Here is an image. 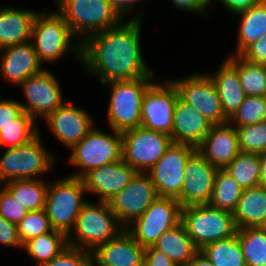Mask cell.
I'll list each match as a JSON object with an SVG mask.
<instances>
[{
    "label": "cell",
    "mask_w": 266,
    "mask_h": 266,
    "mask_svg": "<svg viewBox=\"0 0 266 266\" xmlns=\"http://www.w3.org/2000/svg\"><path fill=\"white\" fill-rule=\"evenodd\" d=\"M143 19H123L118 25L89 36L82 43V68L99 83L156 76L141 49Z\"/></svg>",
    "instance_id": "6da1fadb"
},
{
    "label": "cell",
    "mask_w": 266,
    "mask_h": 266,
    "mask_svg": "<svg viewBox=\"0 0 266 266\" xmlns=\"http://www.w3.org/2000/svg\"><path fill=\"white\" fill-rule=\"evenodd\" d=\"M38 11L35 16L31 43L39 62L58 63L69 53L82 63V42L73 34L63 16L55 9L53 11Z\"/></svg>",
    "instance_id": "7a4b0ae2"
},
{
    "label": "cell",
    "mask_w": 266,
    "mask_h": 266,
    "mask_svg": "<svg viewBox=\"0 0 266 266\" xmlns=\"http://www.w3.org/2000/svg\"><path fill=\"white\" fill-rule=\"evenodd\" d=\"M155 78L156 76H147L102 84V87L110 90L106 108L109 129L124 132L141 126L142 100Z\"/></svg>",
    "instance_id": "3957f363"
},
{
    "label": "cell",
    "mask_w": 266,
    "mask_h": 266,
    "mask_svg": "<svg viewBox=\"0 0 266 266\" xmlns=\"http://www.w3.org/2000/svg\"><path fill=\"white\" fill-rule=\"evenodd\" d=\"M124 229L107 202L89 200L80 210L76 224L68 235V245L93 252Z\"/></svg>",
    "instance_id": "277c9868"
},
{
    "label": "cell",
    "mask_w": 266,
    "mask_h": 266,
    "mask_svg": "<svg viewBox=\"0 0 266 266\" xmlns=\"http://www.w3.org/2000/svg\"><path fill=\"white\" fill-rule=\"evenodd\" d=\"M110 130L108 133L94 126L70 150L66 161L77 170L68 176L82 178L91 169L122 160V132Z\"/></svg>",
    "instance_id": "5b68a950"
},
{
    "label": "cell",
    "mask_w": 266,
    "mask_h": 266,
    "mask_svg": "<svg viewBox=\"0 0 266 266\" xmlns=\"http://www.w3.org/2000/svg\"><path fill=\"white\" fill-rule=\"evenodd\" d=\"M55 157L45 148L41 132L25 145L6 148L0 156V185L11 180L42 179L54 172Z\"/></svg>",
    "instance_id": "8992f818"
},
{
    "label": "cell",
    "mask_w": 266,
    "mask_h": 266,
    "mask_svg": "<svg viewBox=\"0 0 266 266\" xmlns=\"http://www.w3.org/2000/svg\"><path fill=\"white\" fill-rule=\"evenodd\" d=\"M87 191L82 178L65 176L53 181L49 186L45 201V211L53 230L67 236L73 230L79 212L88 201Z\"/></svg>",
    "instance_id": "52a82bcc"
},
{
    "label": "cell",
    "mask_w": 266,
    "mask_h": 266,
    "mask_svg": "<svg viewBox=\"0 0 266 266\" xmlns=\"http://www.w3.org/2000/svg\"><path fill=\"white\" fill-rule=\"evenodd\" d=\"M73 34L83 43L92 34L118 25L123 18L108 0H54Z\"/></svg>",
    "instance_id": "ba28073f"
},
{
    "label": "cell",
    "mask_w": 266,
    "mask_h": 266,
    "mask_svg": "<svg viewBox=\"0 0 266 266\" xmlns=\"http://www.w3.org/2000/svg\"><path fill=\"white\" fill-rule=\"evenodd\" d=\"M181 222L198 250L209 243L230 238L237 231L232 212L210 204L183 207Z\"/></svg>",
    "instance_id": "9c48e42d"
},
{
    "label": "cell",
    "mask_w": 266,
    "mask_h": 266,
    "mask_svg": "<svg viewBox=\"0 0 266 266\" xmlns=\"http://www.w3.org/2000/svg\"><path fill=\"white\" fill-rule=\"evenodd\" d=\"M172 144L171 136L142 126L122 132V160L137 172L147 173Z\"/></svg>",
    "instance_id": "30bf717a"
},
{
    "label": "cell",
    "mask_w": 266,
    "mask_h": 266,
    "mask_svg": "<svg viewBox=\"0 0 266 266\" xmlns=\"http://www.w3.org/2000/svg\"><path fill=\"white\" fill-rule=\"evenodd\" d=\"M182 207L176 198L158 197L125 229L144 248L153 246L159 236L181 222Z\"/></svg>",
    "instance_id": "8fae6325"
},
{
    "label": "cell",
    "mask_w": 266,
    "mask_h": 266,
    "mask_svg": "<svg viewBox=\"0 0 266 266\" xmlns=\"http://www.w3.org/2000/svg\"><path fill=\"white\" fill-rule=\"evenodd\" d=\"M178 90L179 98L192 106L213 125L228 122L216 87L210 76L204 73H193L183 78H170Z\"/></svg>",
    "instance_id": "7c38bea8"
},
{
    "label": "cell",
    "mask_w": 266,
    "mask_h": 266,
    "mask_svg": "<svg viewBox=\"0 0 266 266\" xmlns=\"http://www.w3.org/2000/svg\"><path fill=\"white\" fill-rule=\"evenodd\" d=\"M58 80L51 70L44 67L40 73L28 77L18 86L25 99V102L19 101L23 111L37 122L39 118L44 120L66 101Z\"/></svg>",
    "instance_id": "4fadbf2b"
},
{
    "label": "cell",
    "mask_w": 266,
    "mask_h": 266,
    "mask_svg": "<svg viewBox=\"0 0 266 266\" xmlns=\"http://www.w3.org/2000/svg\"><path fill=\"white\" fill-rule=\"evenodd\" d=\"M179 93L169 78L155 80L146 90L141 106V126L171 135Z\"/></svg>",
    "instance_id": "5bb4252c"
},
{
    "label": "cell",
    "mask_w": 266,
    "mask_h": 266,
    "mask_svg": "<svg viewBox=\"0 0 266 266\" xmlns=\"http://www.w3.org/2000/svg\"><path fill=\"white\" fill-rule=\"evenodd\" d=\"M159 197L147 173L137 172L128 185L107 203L119 223L126 228Z\"/></svg>",
    "instance_id": "9a60e30c"
},
{
    "label": "cell",
    "mask_w": 266,
    "mask_h": 266,
    "mask_svg": "<svg viewBox=\"0 0 266 266\" xmlns=\"http://www.w3.org/2000/svg\"><path fill=\"white\" fill-rule=\"evenodd\" d=\"M196 149L188 144L172 142L163 157L147 172L159 197L177 198L180 195L186 162Z\"/></svg>",
    "instance_id": "2e32d148"
},
{
    "label": "cell",
    "mask_w": 266,
    "mask_h": 266,
    "mask_svg": "<svg viewBox=\"0 0 266 266\" xmlns=\"http://www.w3.org/2000/svg\"><path fill=\"white\" fill-rule=\"evenodd\" d=\"M94 119L87 110L67 99L44 123L59 143L71 150L95 126Z\"/></svg>",
    "instance_id": "e0dca14e"
},
{
    "label": "cell",
    "mask_w": 266,
    "mask_h": 266,
    "mask_svg": "<svg viewBox=\"0 0 266 266\" xmlns=\"http://www.w3.org/2000/svg\"><path fill=\"white\" fill-rule=\"evenodd\" d=\"M218 169L197 149L190 155L184 169L181 193L176 198L182 208L209 203Z\"/></svg>",
    "instance_id": "ac0fdd59"
},
{
    "label": "cell",
    "mask_w": 266,
    "mask_h": 266,
    "mask_svg": "<svg viewBox=\"0 0 266 266\" xmlns=\"http://www.w3.org/2000/svg\"><path fill=\"white\" fill-rule=\"evenodd\" d=\"M137 171L123 160L91 169L82 179L87 194L96 201L108 202L123 190Z\"/></svg>",
    "instance_id": "d6986e66"
},
{
    "label": "cell",
    "mask_w": 266,
    "mask_h": 266,
    "mask_svg": "<svg viewBox=\"0 0 266 266\" xmlns=\"http://www.w3.org/2000/svg\"><path fill=\"white\" fill-rule=\"evenodd\" d=\"M43 67L31 41L0 49V76L9 85L18 87L28 77L40 73Z\"/></svg>",
    "instance_id": "ffe728a7"
},
{
    "label": "cell",
    "mask_w": 266,
    "mask_h": 266,
    "mask_svg": "<svg viewBox=\"0 0 266 266\" xmlns=\"http://www.w3.org/2000/svg\"><path fill=\"white\" fill-rule=\"evenodd\" d=\"M145 248L124 229L92 252L91 266H143Z\"/></svg>",
    "instance_id": "44dd1931"
},
{
    "label": "cell",
    "mask_w": 266,
    "mask_h": 266,
    "mask_svg": "<svg viewBox=\"0 0 266 266\" xmlns=\"http://www.w3.org/2000/svg\"><path fill=\"white\" fill-rule=\"evenodd\" d=\"M197 150L212 165L224 169L241 152L236 128L229 122L212 125Z\"/></svg>",
    "instance_id": "7402d4cb"
},
{
    "label": "cell",
    "mask_w": 266,
    "mask_h": 266,
    "mask_svg": "<svg viewBox=\"0 0 266 266\" xmlns=\"http://www.w3.org/2000/svg\"><path fill=\"white\" fill-rule=\"evenodd\" d=\"M213 124L192 106L178 98L173 116L171 140L197 148Z\"/></svg>",
    "instance_id": "603a6c76"
},
{
    "label": "cell",
    "mask_w": 266,
    "mask_h": 266,
    "mask_svg": "<svg viewBox=\"0 0 266 266\" xmlns=\"http://www.w3.org/2000/svg\"><path fill=\"white\" fill-rule=\"evenodd\" d=\"M38 11L12 6L0 7V49L31 41L32 26Z\"/></svg>",
    "instance_id": "cb8c5ba5"
},
{
    "label": "cell",
    "mask_w": 266,
    "mask_h": 266,
    "mask_svg": "<svg viewBox=\"0 0 266 266\" xmlns=\"http://www.w3.org/2000/svg\"><path fill=\"white\" fill-rule=\"evenodd\" d=\"M206 73L216 87L225 116L230 119L246 97L237 69L225 58L214 73Z\"/></svg>",
    "instance_id": "d4e9b609"
},
{
    "label": "cell",
    "mask_w": 266,
    "mask_h": 266,
    "mask_svg": "<svg viewBox=\"0 0 266 266\" xmlns=\"http://www.w3.org/2000/svg\"><path fill=\"white\" fill-rule=\"evenodd\" d=\"M238 20L236 47L228 55H240L249 45L266 34V0L232 15Z\"/></svg>",
    "instance_id": "484cf974"
},
{
    "label": "cell",
    "mask_w": 266,
    "mask_h": 266,
    "mask_svg": "<svg viewBox=\"0 0 266 266\" xmlns=\"http://www.w3.org/2000/svg\"><path fill=\"white\" fill-rule=\"evenodd\" d=\"M153 247L165 253L177 266H186L199 251L182 222L164 231Z\"/></svg>",
    "instance_id": "4316f807"
},
{
    "label": "cell",
    "mask_w": 266,
    "mask_h": 266,
    "mask_svg": "<svg viewBox=\"0 0 266 266\" xmlns=\"http://www.w3.org/2000/svg\"><path fill=\"white\" fill-rule=\"evenodd\" d=\"M232 215L237 229L258 227L266 216V187L243 189Z\"/></svg>",
    "instance_id": "83f0119b"
},
{
    "label": "cell",
    "mask_w": 266,
    "mask_h": 266,
    "mask_svg": "<svg viewBox=\"0 0 266 266\" xmlns=\"http://www.w3.org/2000/svg\"><path fill=\"white\" fill-rule=\"evenodd\" d=\"M11 180L2 186L28 211L44 209L49 181L44 179Z\"/></svg>",
    "instance_id": "f1b7e54d"
},
{
    "label": "cell",
    "mask_w": 266,
    "mask_h": 266,
    "mask_svg": "<svg viewBox=\"0 0 266 266\" xmlns=\"http://www.w3.org/2000/svg\"><path fill=\"white\" fill-rule=\"evenodd\" d=\"M68 245V236L58 230L29 239L22 250L34 261V266L49 262L57 257Z\"/></svg>",
    "instance_id": "f546056e"
},
{
    "label": "cell",
    "mask_w": 266,
    "mask_h": 266,
    "mask_svg": "<svg viewBox=\"0 0 266 266\" xmlns=\"http://www.w3.org/2000/svg\"><path fill=\"white\" fill-rule=\"evenodd\" d=\"M226 59L237 69L246 96H266V65L248 62L240 55H228Z\"/></svg>",
    "instance_id": "4dcf8cb0"
},
{
    "label": "cell",
    "mask_w": 266,
    "mask_h": 266,
    "mask_svg": "<svg viewBox=\"0 0 266 266\" xmlns=\"http://www.w3.org/2000/svg\"><path fill=\"white\" fill-rule=\"evenodd\" d=\"M36 120L23 111L13 123L0 130V148H13L31 142L40 134Z\"/></svg>",
    "instance_id": "1f68e13d"
},
{
    "label": "cell",
    "mask_w": 266,
    "mask_h": 266,
    "mask_svg": "<svg viewBox=\"0 0 266 266\" xmlns=\"http://www.w3.org/2000/svg\"><path fill=\"white\" fill-rule=\"evenodd\" d=\"M199 251L215 266H247L237 234L209 243Z\"/></svg>",
    "instance_id": "d6a6232c"
},
{
    "label": "cell",
    "mask_w": 266,
    "mask_h": 266,
    "mask_svg": "<svg viewBox=\"0 0 266 266\" xmlns=\"http://www.w3.org/2000/svg\"><path fill=\"white\" fill-rule=\"evenodd\" d=\"M243 189L224 169H218L212 195L208 204L232 212L237 207Z\"/></svg>",
    "instance_id": "836d02e7"
},
{
    "label": "cell",
    "mask_w": 266,
    "mask_h": 266,
    "mask_svg": "<svg viewBox=\"0 0 266 266\" xmlns=\"http://www.w3.org/2000/svg\"><path fill=\"white\" fill-rule=\"evenodd\" d=\"M224 170L239 183L242 189L260 185L259 154L240 152Z\"/></svg>",
    "instance_id": "e575fe53"
},
{
    "label": "cell",
    "mask_w": 266,
    "mask_h": 266,
    "mask_svg": "<svg viewBox=\"0 0 266 266\" xmlns=\"http://www.w3.org/2000/svg\"><path fill=\"white\" fill-rule=\"evenodd\" d=\"M247 266H266V232L258 227L237 229Z\"/></svg>",
    "instance_id": "d590c367"
},
{
    "label": "cell",
    "mask_w": 266,
    "mask_h": 266,
    "mask_svg": "<svg viewBox=\"0 0 266 266\" xmlns=\"http://www.w3.org/2000/svg\"><path fill=\"white\" fill-rule=\"evenodd\" d=\"M266 121V96H246L243 103L228 120L234 127Z\"/></svg>",
    "instance_id": "8d00e7d4"
},
{
    "label": "cell",
    "mask_w": 266,
    "mask_h": 266,
    "mask_svg": "<svg viewBox=\"0 0 266 266\" xmlns=\"http://www.w3.org/2000/svg\"><path fill=\"white\" fill-rule=\"evenodd\" d=\"M235 128L241 152L261 154L266 151V121Z\"/></svg>",
    "instance_id": "74e56055"
},
{
    "label": "cell",
    "mask_w": 266,
    "mask_h": 266,
    "mask_svg": "<svg viewBox=\"0 0 266 266\" xmlns=\"http://www.w3.org/2000/svg\"><path fill=\"white\" fill-rule=\"evenodd\" d=\"M19 239L22 245L31 238L52 231L45 209L29 211L17 225Z\"/></svg>",
    "instance_id": "f35d334b"
},
{
    "label": "cell",
    "mask_w": 266,
    "mask_h": 266,
    "mask_svg": "<svg viewBox=\"0 0 266 266\" xmlns=\"http://www.w3.org/2000/svg\"><path fill=\"white\" fill-rule=\"evenodd\" d=\"M92 252L68 246L57 257L39 266H91Z\"/></svg>",
    "instance_id": "ab89813d"
},
{
    "label": "cell",
    "mask_w": 266,
    "mask_h": 266,
    "mask_svg": "<svg viewBox=\"0 0 266 266\" xmlns=\"http://www.w3.org/2000/svg\"><path fill=\"white\" fill-rule=\"evenodd\" d=\"M29 211L0 185V216L6 221L18 225Z\"/></svg>",
    "instance_id": "60d3db41"
},
{
    "label": "cell",
    "mask_w": 266,
    "mask_h": 266,
    "mask_svg": "<svg viewBox=\"0 0 266 266\" xmlns=\"http://www.w3.org/2000/svg\"><path fill=\"white\" fill-rule=\"evenodd\" d=\"M0 245L7 248L22 250L23 245L19 239L17 225L6 221L0 216Z\"/></svg>",
    "instance_id": "b9f144b4"
},
{
    "label": "cell",
    "mask_w": 266,
    "mask_h": 266,
    "mask_svg": "<svg viewBox=\"0 0 266 266\" xmlns=\"http://www.w3.org/2000/svg\"><path fill=\"white\" fill-rule=\"evenodd\" d=\"M148 0H108L110 5L115 9V11L123 18L128 19L127 15L130 16V12L134 13L130 16V19H143L145 18V10L138 9L136 12V6L142 2L146 3ZM136 14V15H135ZM134 16V17H133Z\"/></svg>",
    "instance_id": "7bdbcfd3"
},
{
    "label": "cell",
    "mask_w": 266,
    "mask_h": 266,
    "mask_svg": "<svg viewBox=\"0 0 266 266\" xmlns=\"http://www.w3.org/2000/svg\"><path fill=\"white\" fill-rule=\"evenodd\" d=\"M175 9L181 12L192 13L197 16H204L206 19L209 17V6L212 0H170ZM207 16V17H206Z\"/></svg>",
    "instance_id": "ee69618b"
},
{
    "label": "cell",
    "mask_w": 266,
    "mask_h": 266,
    "mask_svg": "<svg viewBox=\"0 0 266 266\" xmlns=\"http://www.w3.org/2000/svg\"><path fill=\"white\" fill-rule=\"evenodd\" d=\"M22 112V106L17 99H0V130L7 124L13 123Z\"/></svg>",
    "instance_id": "f6af8a7d"
},
{
    "label": "cell",
    "mask_w": 266,
    "mask_h": 266,
    "mask_svg": "<svg viewBox=\"0 0 266 266\" xmlns=\"http://www.w3.org/2000/svg\"><path fill=\"white\" fill-rule=\"evenodd\" d=\"M240 56L248 62L266 65V34L249 45Z\"/></svg>",
    "instance_id": "bcb514c9"
},
{
    "label": "cell",
    "mask_w": 266,
    "mask_h": 266,
    "mask_svg": "<svg viewBox=\"0 0 266 266\" xmlns=\"http://www.w3.org/2000/svg\"><path fill=\"white\" fill-rule=\"evenodd\" d=\"M143 266H177L165 253L153 246L145 248Z\"/></svg>",
    "instance_id": "7dc6e473"
},
{
    "label": "cell",
    "mask_w": 266,
    "mask_h": 266,
    "mask_svg": "<svg viewBox=\"0 0 266 266\" xmlns=\"http://www.w3.org/2000/svg\"><path fill=\"white\" fill-rule=\"evenodd\" d=\"M213 1V0H212ZM264 0H214L213 2H217L219 5L228 11L230 15H234L237 12L242 10H246L254 5L262 3Z\"/></svg>",
    "instance_id": "c3c4849f"
},
{
    "label": "cell",
    "mask_w": 266,
    "mask_h": 266,
    "mask_svg": "<svg viewBox=\"0 0 266 266\" xmlns=\"http://www.w3.org/2000/svg\"><path fill=\"white\" fill-rule=\"evenodd\" d=\"M186 266H215L203 253L198 251Z\"/></svg>",
    "instance_id": "681fc988"
},
{
    "label": "cell",
    "mask_w": 266,
    "mask_h": 266,
    "mask_svg": "<svg viewBox=\"0 0 266 266\" xmlns=\"http://www.w3.org/2000/svg\"><path fill=\"white\" fill-rule=\"evenodd\" d=\"M260 160V186L266 187V151L259 154Z\"/></svg>",
    "instance_id": "f907efd6"
},
{
    "label": "cell",
    "mask_w": 266,
    "mask_h": 266,
    "mask_svg": "<svg viewBox=\"0 0 266 266\" xmlns=\"http://www.w3.org/2000/svg\"><path fill=\"white\" fill-rule=\"evenodd\" d=\"M258 228L266 232V216L264 217Z\"/></svg>",
    "instance_id": "816d5d0a"
}]
</instances>
